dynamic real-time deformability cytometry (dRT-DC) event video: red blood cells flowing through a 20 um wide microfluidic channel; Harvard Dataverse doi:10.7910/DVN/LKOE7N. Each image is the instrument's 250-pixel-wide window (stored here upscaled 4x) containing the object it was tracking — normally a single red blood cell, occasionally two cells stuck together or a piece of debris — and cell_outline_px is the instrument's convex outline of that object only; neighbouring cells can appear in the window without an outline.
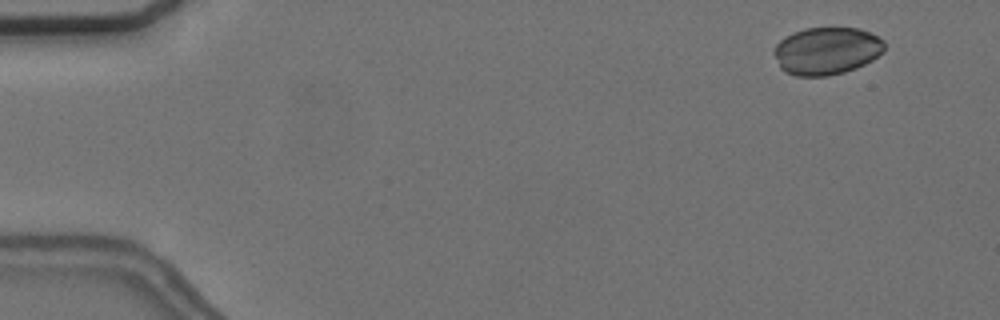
{"species": "common noctule bat (a hibernating species)", "species_latin": "Nyctalus noctula", "temperature_condition": "cold", "stored_images_in_passage": 5, "camera_frame_rate_fps": 3000, "um_per_image_px": 0.085, "animal": {"sex": "female", "body_mass_g": 24.6, "forearm_length_mm": 56.2}, "frame": {"image": 1, "passage_image": 2, "time_ms": 1.0, "image_size_px": [1000, 320], "cell_outline_px": [[884, 52], [872, 60], [856, 68], [844, 72], [828, 76], [796, 76], [784, 72], [780, 68], [772, 52], [772, 48], [784, 36], [792, 32], [804, 28], [860, 28], [884, 40]], "centroid_in_image_um": [70.22, 4.33], "position_along_channel_um": 14.8, "area_um2": 30.92}}